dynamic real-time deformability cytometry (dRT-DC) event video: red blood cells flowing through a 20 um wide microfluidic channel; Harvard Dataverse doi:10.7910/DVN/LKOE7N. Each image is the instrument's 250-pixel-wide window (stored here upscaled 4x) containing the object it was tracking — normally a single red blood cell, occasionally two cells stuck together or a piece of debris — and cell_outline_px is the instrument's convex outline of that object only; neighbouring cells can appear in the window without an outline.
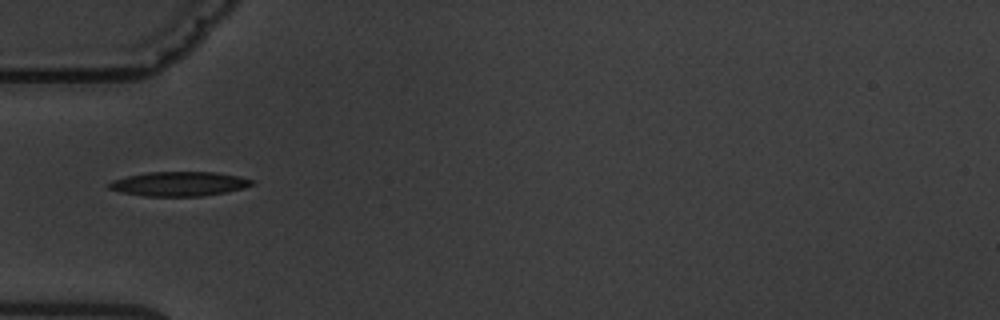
{"species": "common noctule bat (a hibernating species)", "species_latin": "Nyctalus noctula", "temperature_condition": "warm", "stored_images_in_passage": 2, "camera_frame_rate_fps": 3000, "um_per_image_px": 0.085, "animal": {"sex": "male", "body_mass_g": 19.5, "forearm_length_mm": 54.6}, "frame": {"image": 1, "passage_image": 1, "time_ms": 0.0, "image_size_px": [1000, 320], "cell_outline_px": [[256, 180], [252, 184], [244, 188], [224, 192], [200, 196], [144, 196], [120, 192], [108, 188], [108, 184], [112, 180], [128, 176], [148, 172], [216, 172], [240, 176]], "centroid_in_image_um": [15.23, 15.62], "position_along_channel_um": 69.8, "area_um2": 20.29}}
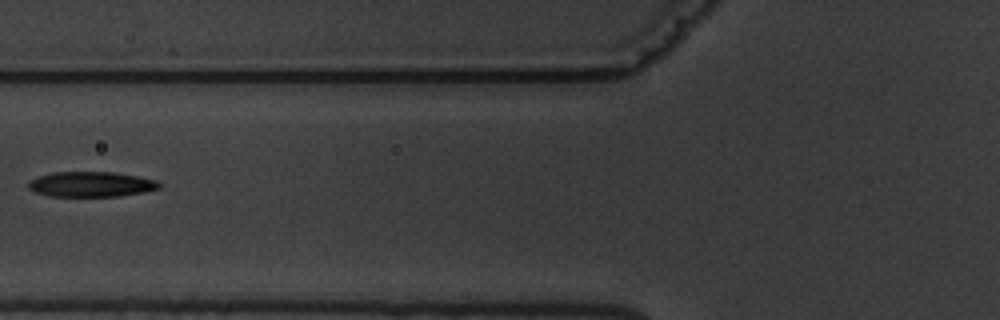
{"frame": {"image": 2, "passage_image": 2, "time_ms": 1.333, "image_size_px": [1000, 320], "cell_outline_px": [[160, 188], [144, 192], [116, 196], [48, 196], [36, 192], [28, 188], [28, 180], [52, 172], [112, 172], [136, 176], [156, 180], [160, 184]], "centroid_in_image_um": [7.71, 15.66], "position_along_channel_um": 118.1, "area_um2": 19.07}}